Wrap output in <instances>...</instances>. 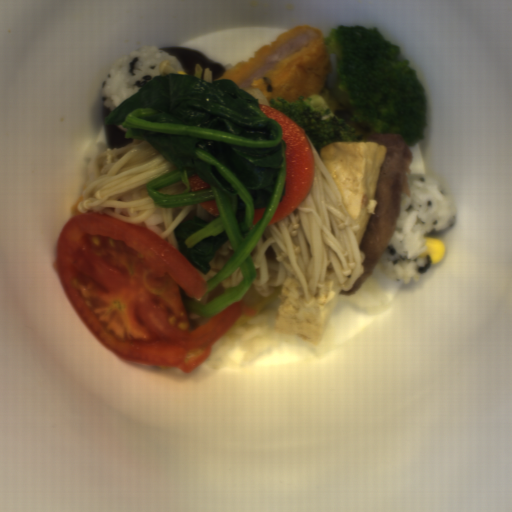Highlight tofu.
Masks as SVG:
<instances>
[{
	"instance_id": "5b9d583a",
	"label": "tofu",
	"mask_w": 512,
	"mask_h": 512,
	"mask_svg": "<svg viewBox=\"0 0 512 512\" xmlns=\"http://www.w3.org/2000/svg\"><path fill=\"white\" fill-rule=\"evenodd\" d=\"M387 153L386 145L375 140L332 142L319 149L348 215L359 224L354 233L359 247L376 215L375 196Z\"/></svg>"
},
{
	"instance_id": "ead7c124",
	"label": "tofu",
	"mask_w": 512,
	"mask_h": 512,
	"mask_svg": "<svg viewBox=\"0 0 512 512\" xmlns=\"http://www.w3.org/2000/svg\"><path fill=\"white\" fill-rule=\"evenodd\" d=\"M276 296L282 302L275 307L272 331L292 334L318 348L326 332L328 316L337 303L335 287L327 289L323 305L316 301V295L308 303L298 279L285 269V279L278 286Z\"/></svg>"
}]
</instances>
